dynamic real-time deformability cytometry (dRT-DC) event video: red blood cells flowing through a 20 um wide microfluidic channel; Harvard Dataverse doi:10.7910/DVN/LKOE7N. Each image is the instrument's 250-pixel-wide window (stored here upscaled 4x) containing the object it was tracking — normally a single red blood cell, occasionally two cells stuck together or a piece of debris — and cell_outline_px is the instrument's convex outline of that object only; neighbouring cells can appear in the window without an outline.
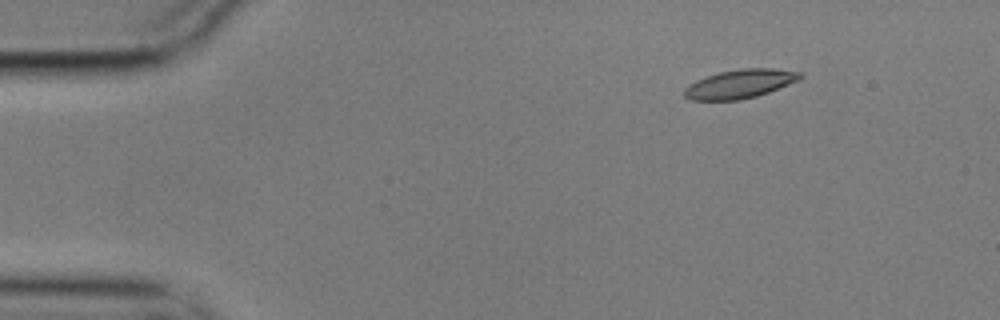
{"species": "common noctule bat (a hibernating species)", "species_latin": "Nyctalus noctula", "temperature_condition": "cold", "stored_images_in_passage": 8, "camera_frame_rate_fps": 3000, "um_per_image_px": 0.085, "animal": {"sex": "male", "body_mass_g": 17.9}, "frame": {"image": 1, "passage_image": 1, "time_ms": 0.0, "image_size_px": [1000, 320], "cell_outline_px": [[804, 76], [800, 80], [768, 92], [756, 96], [740, 100], [692, 100], [684, 96], [684, 88], [688, 84], [696, 80], [720, 72], [740, 68], [776, 68], [800, 72]], "centroid_in_image_um": [62.91, 7.12], "position_along_channel_um": 22.1, "area_um2": 19.48}}
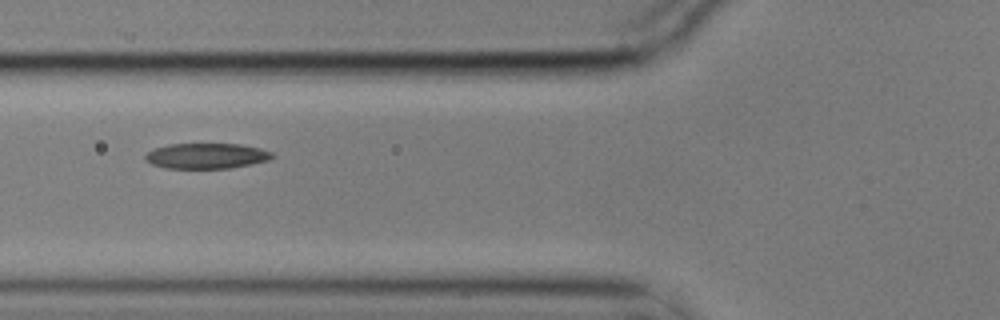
{"frame": {"image": 2, "passage_image": 5, "time_ms": 1.333, "image_size_px": [1000, 320], "cell_outline_px": [[272, 156], [268, 160], [252, 164], [228, 168], [164, 168], [152, 164], [144, 160], [144, 156], [148, 152], [156, 148], [168, 144], [240, 144], [260, 148], [272, 152]], "centroid_in_image_um": [17.52, 13.25], "position_along_channel_um": 108.3, "area_um2": 18.73}}
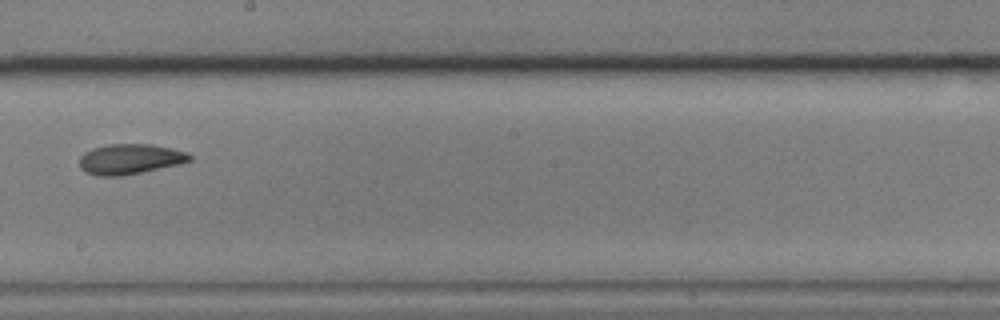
{"frame": {"image": 3, "passage_image": 8, "time_ms": 2.333, "image_size_px": [1000, 320], "cell_outline_px": [[192, 160], [180, 164], [120, 176], [96, 176], [84, 172], [80, 168], [80, 156], [84, 152], [92, 148], [108, 144], [152, 144], [172, 148], [188, 152], [192, 156]], "centroid_in_image_um": [11.04, 13.52], "position_along_channel_um": 237.2, "area_um2": 19.59}}